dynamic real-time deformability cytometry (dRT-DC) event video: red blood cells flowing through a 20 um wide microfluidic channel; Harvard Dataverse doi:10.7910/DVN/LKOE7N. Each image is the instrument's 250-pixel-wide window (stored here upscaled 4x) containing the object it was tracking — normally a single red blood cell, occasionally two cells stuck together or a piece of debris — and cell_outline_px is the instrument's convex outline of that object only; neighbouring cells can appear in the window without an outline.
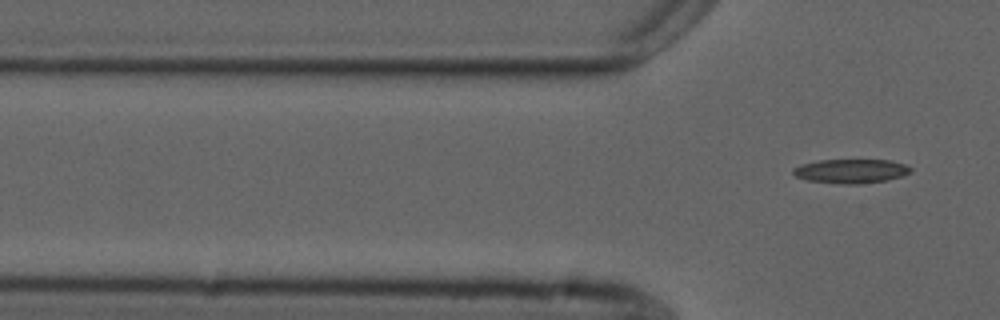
{"species": "common noctule bat (a hibernating species)", "species_latin": "Nyctalus noctula", "temperature_condition": "cold", "stored_images_in_passage": 4, "camera_frame_rate_fps": 3000, "um_per_image_px": 0.085, "animal": {"sex": "male", "forearm_length_mm": 52.5}, "frame": {"image": 1, "passage_image": 4, "time_ms": 3.333, "image_size_px": [1000, 320], "cell_outline_px": [[912, 172], [904, 176], [888, 180], [856, 184], [840, 184], [808, 180], [796, 176], [792, 172], [792, 168], [800, 164], [820, 160], [888, 160], [904, 164], [912, 168]], "centroid_in_image_um": [72.35, 14.54], "position_along_channel_um": 53.5, "area_um2": 16.59}}